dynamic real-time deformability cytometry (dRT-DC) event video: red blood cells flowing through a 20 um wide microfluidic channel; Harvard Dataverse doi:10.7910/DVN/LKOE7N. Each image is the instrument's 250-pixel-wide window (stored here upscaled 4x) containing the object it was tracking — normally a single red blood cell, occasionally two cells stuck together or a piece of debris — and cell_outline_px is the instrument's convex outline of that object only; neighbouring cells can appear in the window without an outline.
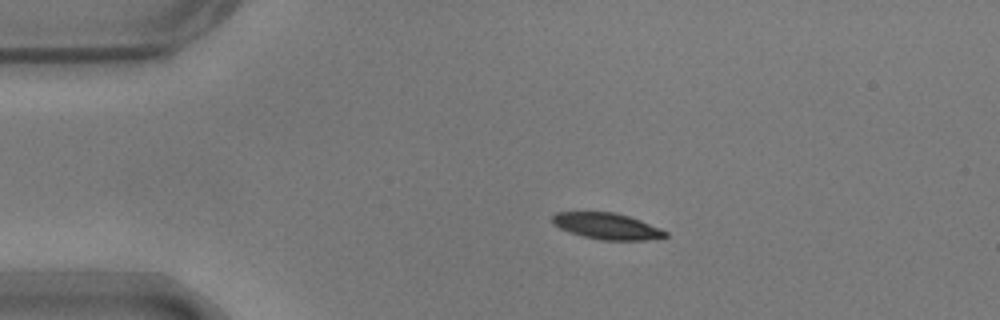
{"species": "common noctule bat (a hibernating species)", "species_latin": "Nyctalus noctula", "temperature_condition": "warm", "stored_images_in_passage": 45, "camera_frame_rate_fps": 3000, "um_per_image_px": 0.085, "animal": {"sex": "male", "body_mass_g": 17.9}, "frame": {"image": 1, "passage_image": 1, "time_ms": 0.0, "image_size_px": [1000, 320], "cell_outline_px": [[668, 236], [648, 240], [600, 240], [584, 236], [560, 228], [552, 220], [552, 216], [556, 212], [616, 212], [640, 220], [660, 228], [668, 232]], "centroid_in_image_um": [51.63, 19.22], "position_along_channel_um": 33.4, "area_um2": 17.11}}
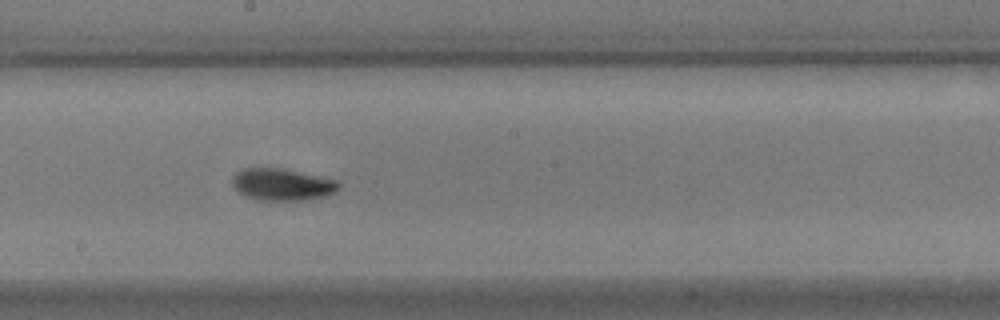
{"frame": {"image": 2, "passage_image": 20, "time_ms": 6.333, "image_size_px": [1000, 320], "cell_outline_px": [[340, 188], [336, 192], [328, 196], [304, 200], [256, 200], [244, 196], [232, 184], [232, 176], [236, 172], [244, 168], [284, 168], [336, 180], [340, 184]], "centroid_in_image_um": [24.0, 15.68], "position_along_channel_um": 224.2, "area_um2": 20.0}}
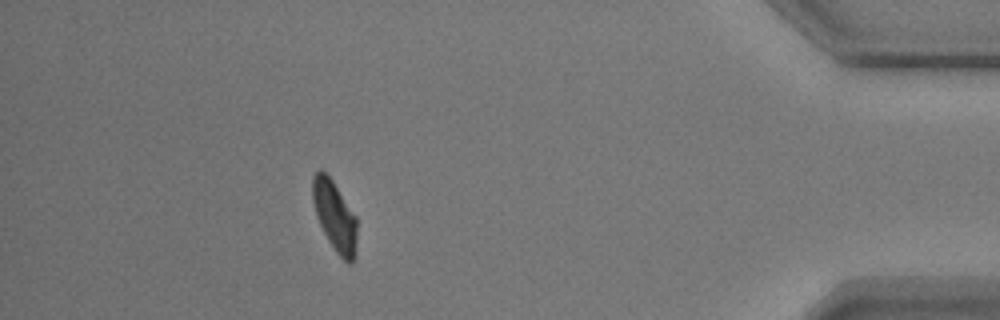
{"frame": {"image": 3, "passage_image": 39, "time_ms": 12.667, "image_size_px": [1000, 320], "cell_outline_px": [[356, 252], [352, 264], [348, 264], [336, 252], [328, 240], [316, 216], [312, 200], [312, 176], [320, 168], [332, 180], [356, 216]], "centroid_in_image_um": [28.44, 18.37], "position_along_channel_um": 406.8, "area_um2": 18.09}, "authors_computed_cell_mechanics": {"area_um2": 18.785, "velocity_mm_per_s": 3.6828, "shape_relaxation_time_tau1_ms": 2.8693, "shape_relaxation_time_tau2_ms": 1.8511, "deformation_change_tau1": 0.1255, "deformation_change_tau2": 0.0622}}